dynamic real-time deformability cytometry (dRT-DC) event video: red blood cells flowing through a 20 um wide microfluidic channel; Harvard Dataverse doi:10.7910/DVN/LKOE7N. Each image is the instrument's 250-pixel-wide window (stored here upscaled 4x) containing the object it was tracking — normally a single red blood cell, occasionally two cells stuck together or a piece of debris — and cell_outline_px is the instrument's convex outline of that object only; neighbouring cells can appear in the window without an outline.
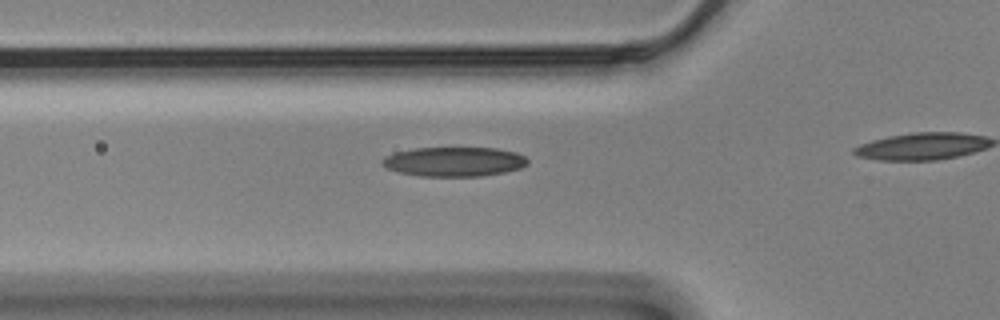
{"species": "Egyptian fruit bat (a non-hibernating species)", "species_latin": "Rousettus aegyptiacus", "temperature_condition": "cold", "stored_images_in_passage": 13, "camera_frame_rate_fps": 3000, "um_per_image_px": 0.085, "animal": {"sex": "male"}, "frame": {"image": 1, "passage_image": 8, "time_ms": 2.333, "image_size_px": [1000, 320], "cell_outline_px": [[528, 164], [520, 168], [504, 172], [480, 176], [420, 176], [400, 172], [388, 168], [380, 164], [380, 160], [384, 156], [396, 152], [416, 148], [496, 148], [516, 152], [524, 156], [528, 160]], "centroid_in_image_um": [38.59, 13.74], "position_along_channel_um": 87.2, "area_um2": 24.91}}
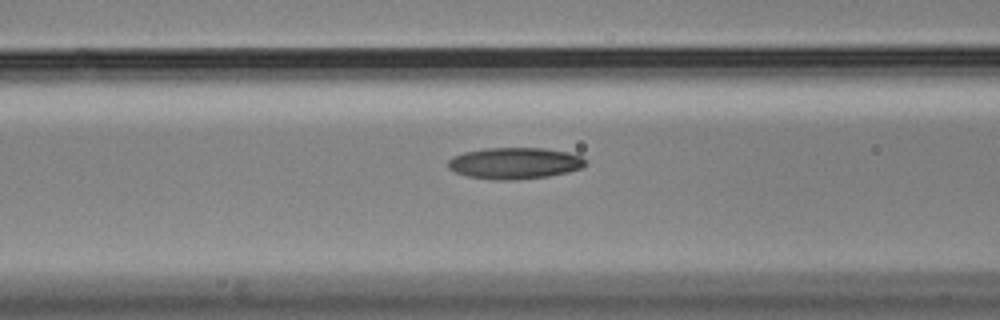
{"frame": {"image": 2, "passage_image": 11, "time_ms": 3.333, "image_size_px": [1000, 320], "cell_outline_px": [[588, 164], [580, 168], [568, 172], [548, 176], [508, 180], [492, 180], [468, 176], [456, 172], [448, 168], [448, 160], [452, 156], [464, 152], [484, 148], [544, 148], [568, 152], [580, 156], [588, 160]], "centroid_in_image_um": [43.75, 13.87], "position_along_channel_um": 122.8, "area_um2": 25.26}}